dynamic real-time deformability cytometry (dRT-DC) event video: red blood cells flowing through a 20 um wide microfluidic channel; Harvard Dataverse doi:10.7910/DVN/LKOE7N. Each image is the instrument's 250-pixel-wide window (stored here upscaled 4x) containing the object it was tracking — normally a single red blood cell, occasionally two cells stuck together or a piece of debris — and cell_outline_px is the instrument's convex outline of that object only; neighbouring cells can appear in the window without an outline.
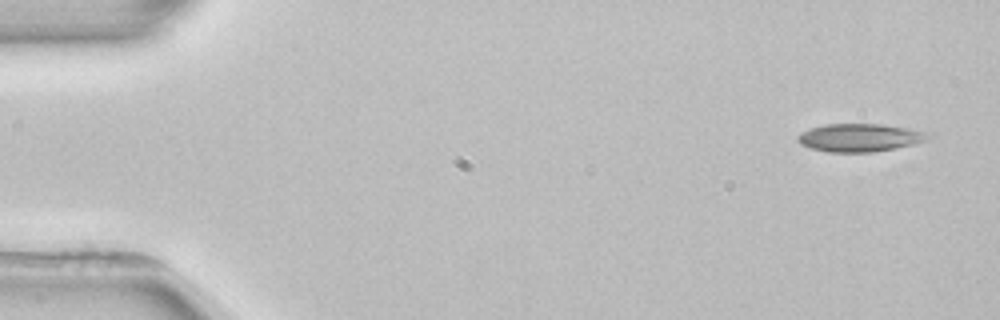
{"species": "common noctule bat (a hibernating species)", "species_latin": "Nyctalus noctula", "temperature_condition": "room temperature", "stored_images_in_passage": 4, "camera_frame_rate_fps": 3000, "um_per_image_px": 0.085, "animal": {"sex": "female", "body_mass_g": 22.7, "forearm_length_mm": 54.2}, "frame": {"image": 1, "passage_image": 1, "time_ms": 0.0, "image_size_px": [1000, 320], "cell_outline_px": [[936, 136], [928, 140], [916, 144], [896, 148], [872, 152], [828, 152], [812, 148], [800, 144], [796, 140], [796, 136], [800, 132], [824, 124], [884, 124], [908, 128], [924, 132]], "centroid_in_image_um": [73.11, 11.7], "position_along_channel_um": 11.9, "area_um2": 21.5}}
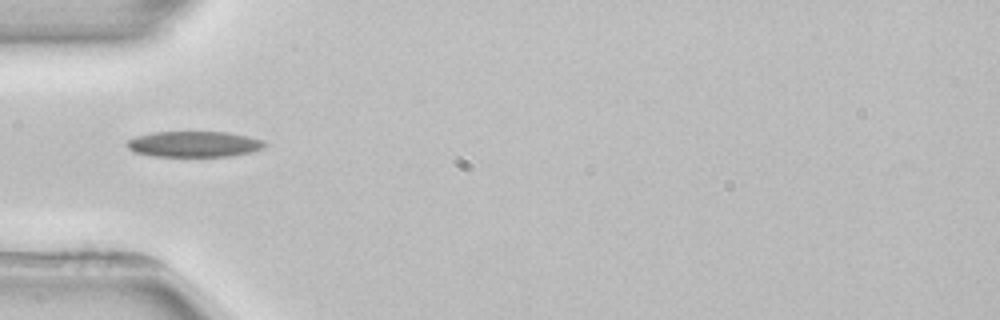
{"frame": {"image": 2, "passage_image": 4, "time_ms": 4.667, "image_size_px": [1000, 320], "cell_outline_px": [[268, 144], [264, 148], [248, 152], [228, 156], [152, 156], [136, 152], [128, 148], [128, 140], [136, 136], [152, 132], [228, 132], [248, 136], [264, 140]], "centroid_in_image_um": [16.53, 12.24], "position_along_channel_um": 68.5, "area_um2": 20.58}}